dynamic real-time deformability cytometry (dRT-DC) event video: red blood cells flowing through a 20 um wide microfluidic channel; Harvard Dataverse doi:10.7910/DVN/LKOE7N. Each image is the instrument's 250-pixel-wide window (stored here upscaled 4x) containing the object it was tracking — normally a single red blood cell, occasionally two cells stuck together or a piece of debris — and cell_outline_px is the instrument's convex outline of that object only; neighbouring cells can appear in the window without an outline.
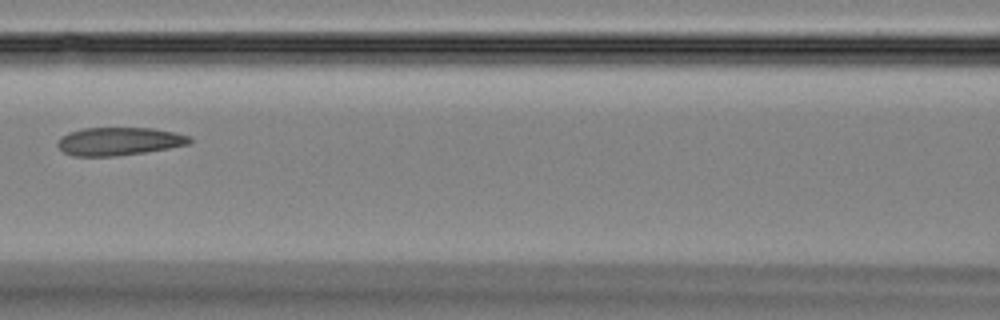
{"species": "Egyptian fruit bat (a non-hibernating species)", "species_latin": "Rousettus aegyptiacus", "temperature_condition": "room temperature", "stored_images_in_passage": 7, "camera_frame_rate_fps": 3000, "um_per_image_px": 0.085, "animal": {"sex": "female"}, "frame": {"image": 1, "passage_image": 6, "time_ms": 6.667, "image_size_px": [1000, 320], "cell_outline_px": [[192, 140], [188, 144], [168, 148], [144, 152], [116, 156], [72, 156], [64, 152], [56, 144], [60, 136], [68, 132], [84, 128], [152, 128], [176, 132], [192, 136]], "centroid_in_image_um": [10.11, 12.0], "position_along_channel_um": 156.5, "area_um2": 21.68}}
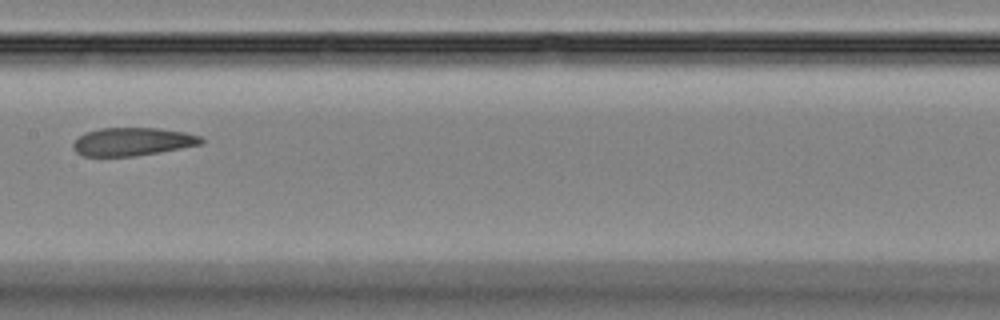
{"frame": {"image": 2, "passage_image": 7, "time_ms": 7.667, "image_size_px": [1000, 320], "cell_outline_px": [[204, 144], [160, 152], [136, 156], [84, 156], [76, 152], [72, 148], [72, 144], [84, 132], [100, 128], [160, 128], [184, 132], [200, 136], [204, 140]], "centroid_in_image_um": [11.27, 12.04], "position_along_channel_um": 196.1, "area_um2": 21.1}}